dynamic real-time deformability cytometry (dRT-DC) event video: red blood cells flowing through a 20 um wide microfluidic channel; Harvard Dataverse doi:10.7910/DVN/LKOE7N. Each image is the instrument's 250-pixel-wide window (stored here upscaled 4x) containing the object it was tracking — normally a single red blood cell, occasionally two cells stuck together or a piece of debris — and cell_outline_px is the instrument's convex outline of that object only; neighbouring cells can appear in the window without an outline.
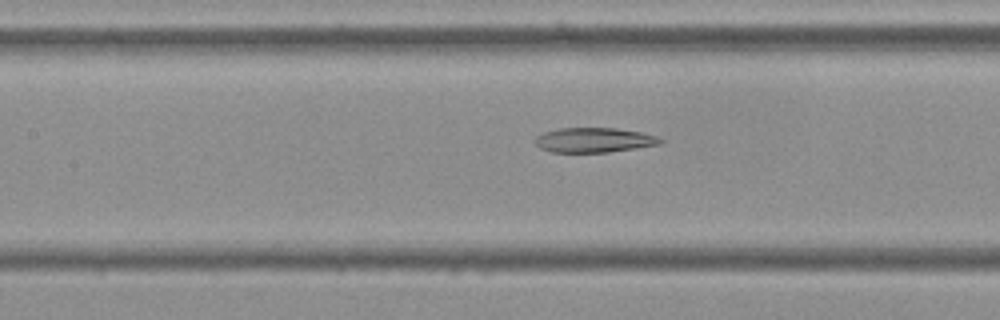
{"species": "Egyptian fruit bat (a non-hibernating species)", "species_latin": "Rousettus aegyptiacus", "temperature_condition": "cold", "stored_images_in_passage": 22, "camera_frame_rate_fps": 3000, "um_per_image_px": 0.085, "frame": {"image": 1, "passage_image": 13, "time_ms": 4.0, "image_size_px": [1000, 320], "cell_outline_px": [[664, 140], [660, 144], [636, 148], [608, 152], [552, 152], [540, 148], [532, 140], [536, 136], [544, 132], [560, 128], [616, 128], [640, 132], [656, 136]], "centroid_in_image_um": [50.46, 11.9], "position_along_channel_um": 156.9, "area_um2": 18.03}}